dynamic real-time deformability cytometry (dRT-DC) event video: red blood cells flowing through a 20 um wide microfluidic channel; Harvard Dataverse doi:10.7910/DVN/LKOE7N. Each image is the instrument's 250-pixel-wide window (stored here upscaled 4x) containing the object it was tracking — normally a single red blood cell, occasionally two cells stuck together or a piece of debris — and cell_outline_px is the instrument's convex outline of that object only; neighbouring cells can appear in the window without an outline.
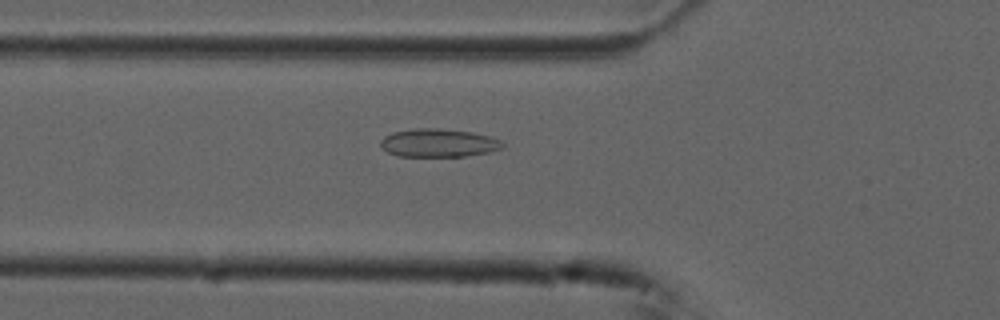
{"species": "common noctule bat (a hibernating species)", "species_latin": "Nyctalus noctula", "temperature_condition": "cold", "stored_images_in_passage": 53, "camera_frame_rate_fps": 3000, "um_per_image_px": 0.085, "animal": {"sex": "male", "forearm_length_mm": 52.5}, "frame": {"image": 1, "passage_image": 18, "time_ms": 5.667, "image_size_px": [1000, 320], "cell_outline_px": [[504, 144], [500, 148], [488, 152], [464, 156], [396, 156], [388, 152], [380, 144], [380, 140], [384, 136], [392, 132], [412, 128], [440, 128], [472, 132], [492, 136], [500, 140]], "centroid_in_image_um": [37.25, 12.13], "position_along_channel_um": 88.6, "area_um2": 20.11}}
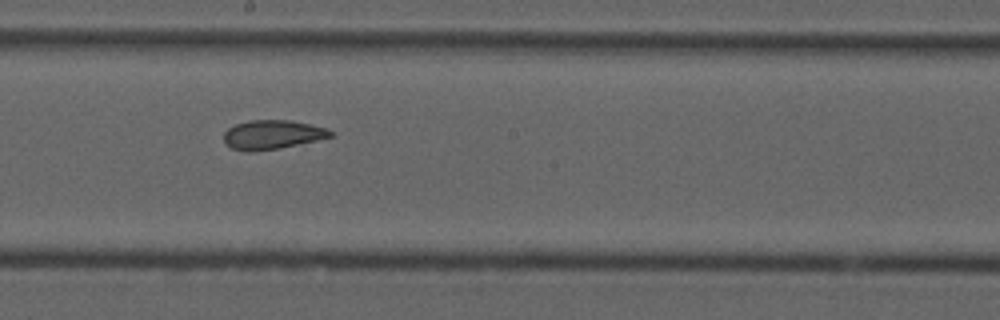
{"frame": {"image": 2, "passage_image": 29, "time_ms": 9.333, "image_size_px": [1000, 320], "cell_outline_px": [[332, 136], [316, 140], [280, 148], [248, 152], [232, 148], [224, 144], [224, 132], [228, 128], [236, 124], [248, 120], [288, 120], [328, 128], [332, 132]], "centroid_in_image_um": [23.1, 11.44], "position_along_channel_um": 225.1, "area_um2": 17.98}}
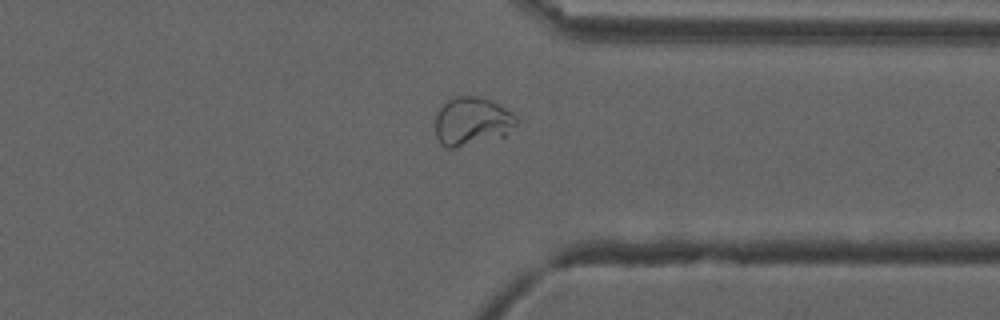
{"frame": {"image": 3, "passage_image": 41, "time_ms": 13.333, "image_size_px": [1000, 320], "cell_outline_px": [[516, 124], [504, 136], [456, 148], [448, 148], [440, 144], [436, 136], [436, 116], [440, 108], [448, 100], [456, 96], [476, 96], [488, 100], [512, 112], [516, 116]], "centroid_in_image_um": [40.09, 10.33], "position_along_channel_um": 371.3, "area_um2": 22.6}}